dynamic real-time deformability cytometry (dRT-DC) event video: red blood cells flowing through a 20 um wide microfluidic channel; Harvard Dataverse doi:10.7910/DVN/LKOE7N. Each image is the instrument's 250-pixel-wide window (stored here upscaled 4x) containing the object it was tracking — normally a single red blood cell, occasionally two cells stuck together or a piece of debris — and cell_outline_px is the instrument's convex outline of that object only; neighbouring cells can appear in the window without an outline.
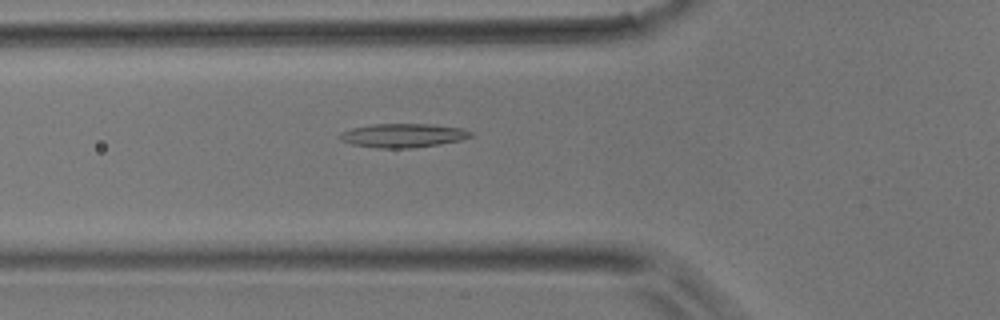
{"species": "common noctule bat (a hibernating species)", "species_latin": "Nyctalus noctula", "temperature_condition": "room temperature", "stored_images_in_passage": 34, "camera_frame_rate_fps": 3000, "um_per_image_px": 0.085, "animal": {"sex": "male", "body_mass_g": 17.9}, "frame": {"image": 1, "passage_image": 8, "time_ms": 2.333, "image_size_px": [1000, 320], "cell_outline_px": [[472, 136], [460, 140], [440, 144], [412, 148], [376, 148], [352, 144], [340, 140], [336, 136], [340, 132], [352, 128], [372, 124], [428, 124], [460, 128], [472, 132]], "centroid_in_image_um": [34.19, 11.52], "position_along_channel_um": 91.6, "area_um2": 18.21}}
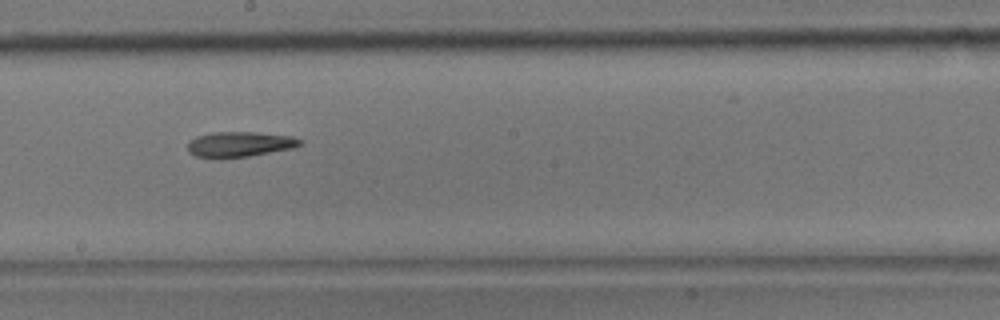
{"frame": {"image": 2, "passage_image": 18, "time_ms": 5.667, "image_size_px": [1000, 320], "cell_outline_px": [[304, 144], [292, 148], [248, 156], [220, 160], [196, 156], [188, 152], [188, 144], [196, 136], [212, 132], [256, 132], [292, 136], [304, 140]], "centroid_in_image_um": [20.37, 12.28], "position_along_channel_um": 227.8, "area_um2": 16.88}}
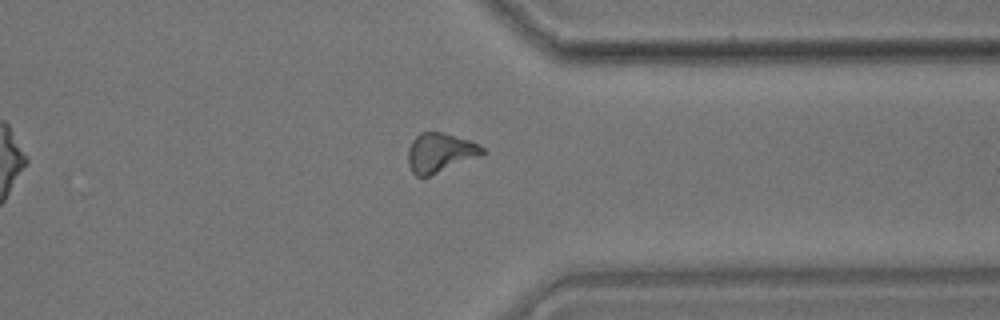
{"frame": {"image": 3, "passage_image": 29, "time_ms": 9.333, "image_size_px": [1000, 320], "cell_outline_px": [[484, 152], [480, 156], [428, 176], [416, 176], [412, 172], [408, 164], [408, 148], [412, 140], [420, 132], [440, 132], [472, 140], [480, 144], [484, 148]], "centroid_in_image_um": [37.4, 12.96], "position_along_channel_um": 374.0, "area_um2": 16.99}}